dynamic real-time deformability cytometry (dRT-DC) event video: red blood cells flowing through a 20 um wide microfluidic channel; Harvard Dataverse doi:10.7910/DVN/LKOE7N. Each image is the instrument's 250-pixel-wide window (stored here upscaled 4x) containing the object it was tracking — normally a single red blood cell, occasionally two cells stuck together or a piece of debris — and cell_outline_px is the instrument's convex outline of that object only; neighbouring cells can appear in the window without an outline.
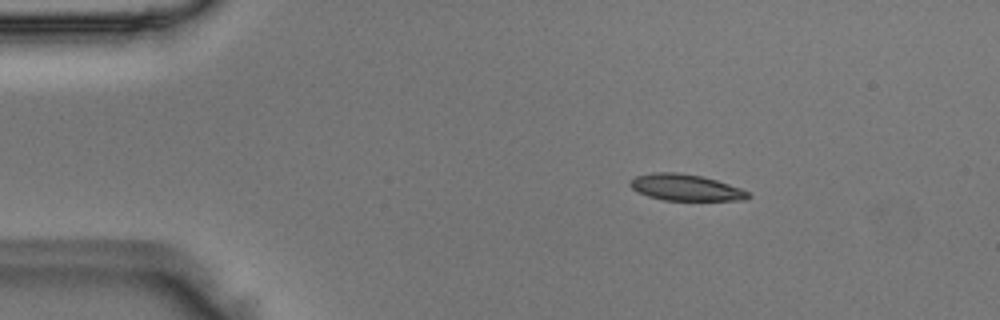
{"species": "Egyptian fruit bat (a non-hibernating species)", "species_latin": "Rousettus aegyptiacus", "temperature_condition": "room temperature", "stored_images_in_passage": 43, "camera_frame_rate_fps": 3000, "um_per_image_px": 0.085, "animal": {"sex": "male"}, "frame": {"image": 1, "passage_image": 1, "time_ms": 0.0, "image_size_px": [1000, 320], "cell_outline_px": [[752, 196], [744, 200], [664, 200], [648, 196], [632, 188], [628, 184], [628, 180], [636, 176], [652, 172], [676, 172], [700, 176], [716, 180], [740, 188], [748, 192]], "centroid_in_image_um": [58.25, 15.93], "position_along_channel_um": 26.8, "area_um2": 18.03}}
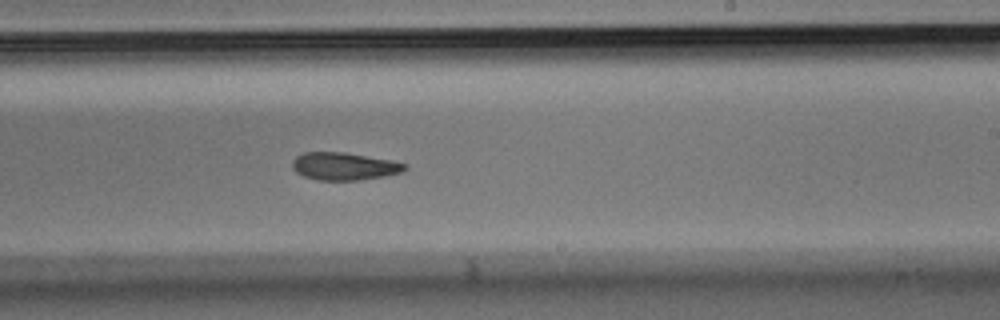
{"frame": {"image": 2, "passage_image": 23, "time_ms": 7.333, "image_size_px": [1000, 320], "cell_outline_px": [[408, 168], [404, 172], [384, 176], [360, 180], [320, 180], [304, 176], [296, 172], [292, 168], [292, 160], [296, 156], [304, 152], [344, 152], [392, 160], [408, 164]], "centroid_in_image_um": [29.28, 14.13], "position_along_channel_um": 259.7, "area_um2": 18.26}}
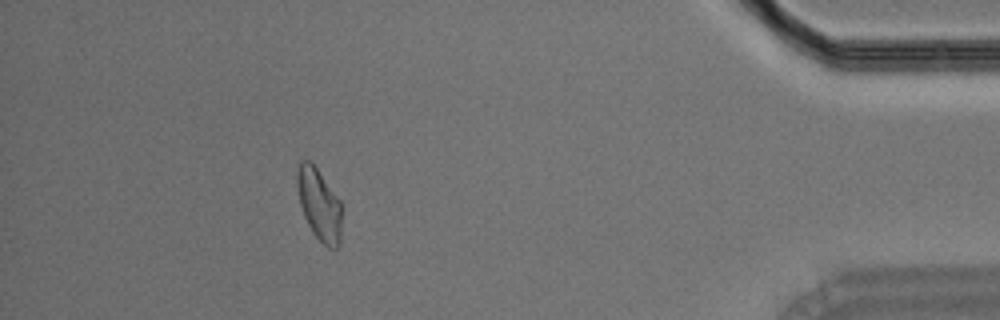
{"frame": {"image": 3, "passage_image": 38, "time_ms": 12.333, "image_size_px": [1000, 320], "cell_outline_px": [[340, 244], [336, 248], [328, 248], [312, 232], [304, 216], [300, 204], [296, 184], [296, 172], [300, 160], [312, 160], [340, 200]], "centroid_in_image_um": [27.1, 17.32], "position_along_channel_um": 408.1, "area_um2": 18.73}}